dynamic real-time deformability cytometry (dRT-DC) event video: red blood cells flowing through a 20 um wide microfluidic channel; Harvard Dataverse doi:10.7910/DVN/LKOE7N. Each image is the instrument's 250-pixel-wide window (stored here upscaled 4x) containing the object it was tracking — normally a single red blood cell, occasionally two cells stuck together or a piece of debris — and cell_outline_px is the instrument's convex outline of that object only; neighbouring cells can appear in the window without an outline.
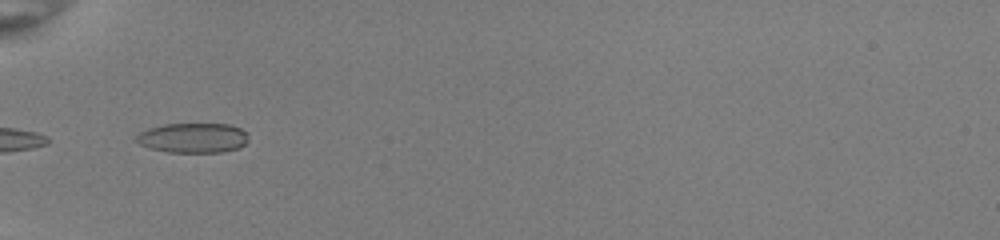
{"species": "common noctule bat (a hibernating species)", "species_latin": "Nyctalus noctula", "temperature_condition": "room temperature", "stored_images_in_passage": 5, "camera_frame_rate_fps": 3000, "um_per_image_px": 0.085, "animal": {"sex": "female", "body_mass_g": 22.0, "forearm_length_mm": 56.7}, "frame": {"image": 1, "passage_image": 1, "time_ms": 0.0, "image_size_px": [1000, 240], "cell_outline_px": [[248, 140], [244, 144], [236, 148], [224, 152], [168, 152], [152, 148], [140, 144], [136, 140], [136, 136], [140, 132], [148, 128], [164, 124], [228, 124], [240, 128], [248, 132]], "centroid_in_image_um": [16.43, 11.71], "position_along_channel_um": 68.6, "area_um2": 19.42}}